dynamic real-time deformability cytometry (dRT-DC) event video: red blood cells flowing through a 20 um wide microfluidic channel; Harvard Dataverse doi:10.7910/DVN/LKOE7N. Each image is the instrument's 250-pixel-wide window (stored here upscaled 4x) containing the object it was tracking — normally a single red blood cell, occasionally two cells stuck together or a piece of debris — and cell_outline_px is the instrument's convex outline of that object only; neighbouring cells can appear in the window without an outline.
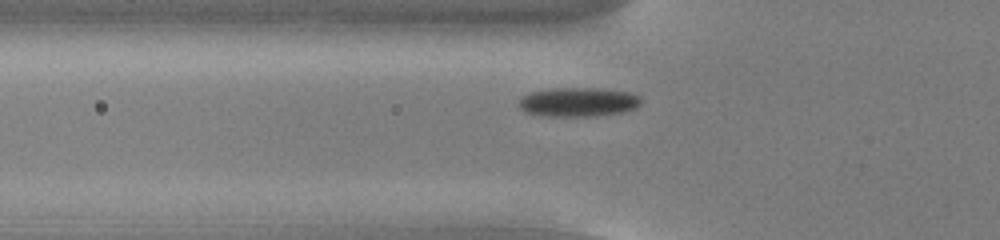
{"species": "common noctule bat (a hibernating species)", "species_latin": "Nyctalus noctula", "temperature_condition": "cold", "stored_images_in_passage": 46, "camera_frame_rate_fps": 3000, "um_per_image_px": 0.085, "animal": {"sex": "male", "body_mass_g": 13.0, "forearm_length_mm": 53.1}, "frame": {"image": 1, "passage_image": 10, "time_ms": 3.0, "image_size_px": [1000, 240], "cell_outline_px": [[640, 104], [636, 108], [620, 112], [592, 116], [544, 116], [524, 112], [516, 104], [520, 96], [532, 92], [556, 88], [596, 88], [632, 92], [640, 96]], "centroid_in_image_um": [49.11, 8.67], "position_along_channel_um": 76.7, "area_um2": 20.87}}
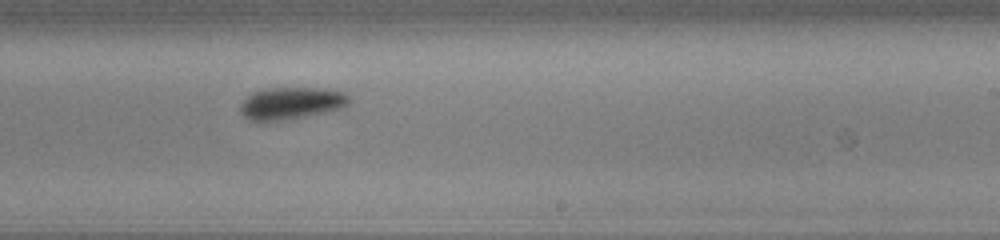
{"frame": {"image": 2, "passage_image": 25, "time_ms": 8.0, "image_size_px": [1000, 240], "cell_outline_px": [[348, 104], [344, 108], [304, 116], [280, 120], [248, 120], [240, 112], [240, 104], [252, 92], [268, 88], [324, 88], [344, 92], [348, 96]], "centroid_in_image_um": [24.75, 8.76], "position_along_channel_um": 264.3, "area_um2": 20.11}}
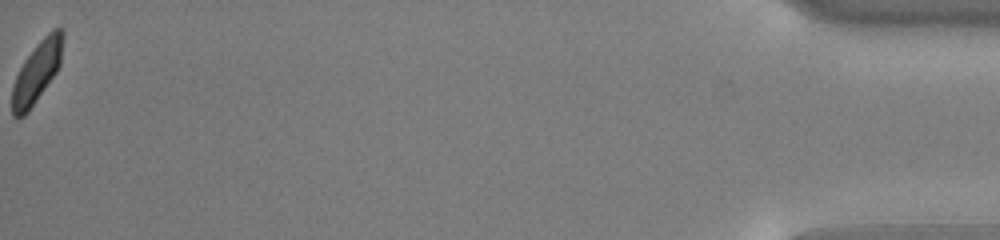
{"frame": {"image": 3, "passage_image": 46, "time_ms": 15.0, "image_size_px": [1000, 240], "cell_outline_px": [[64, 36], [60, 64], [56, 72], [28, 112], [24, 116], [16, 120], [12, 116], [12, 88], [16, 76], [24, 60], [36, 44], [52, 28], [64, 28]], "centroid_in_image_um": [3.13, 6.11], "position_along_channel_um": 432.1, "area_um2": 18.15}, "authors_computed_cell_mechanics": {"area_um2": 19.9988, "velocity_mm_per_s": 3.7578, "shape_relaxation_time_tau1_ms": 2.7188, "shape_relaxation_time_tau2_ms": null, "deformation_change_tau1": 0.0823, "deformation_change_tau2": null}}